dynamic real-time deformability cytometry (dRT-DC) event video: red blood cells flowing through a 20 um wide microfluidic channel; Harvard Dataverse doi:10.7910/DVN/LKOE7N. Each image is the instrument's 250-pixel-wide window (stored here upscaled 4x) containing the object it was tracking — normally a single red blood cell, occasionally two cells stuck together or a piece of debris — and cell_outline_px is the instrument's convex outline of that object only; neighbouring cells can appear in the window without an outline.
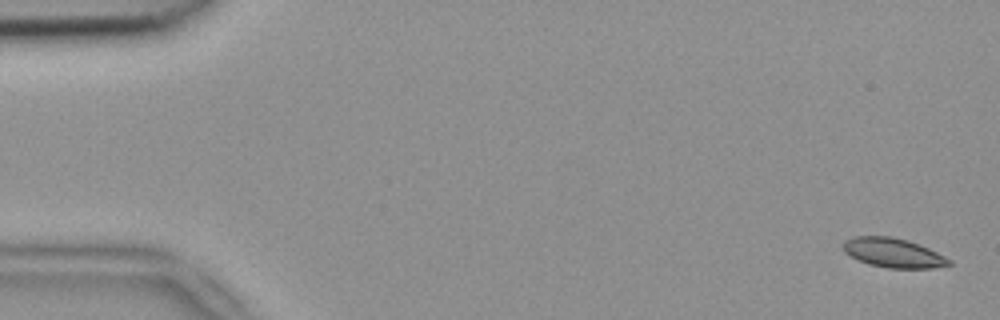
{"species": "common noctule bat (a hibernating species)", "species_latin": "Nyctalus noctula", "temperature_condition": "room temperature", "stored_images_in_passage": 48, "camera_frame_rate_fps": 3000, "um_per_image_px": 0.085, "animal": {"sex": "female", "body_mass_g": 18.4}, "frame": {"image": 1, "passage_image": 1, "time_ms": 0.0, "image_size_px": [1000, 320], "cell_outline_px": [[952, 264], [932, 268], [888, 268], [868, 264], [844, 252], [844, 240], [852, 236], [892, 236], [908, 240], [920, 244], [952, 260]], "centroid_in_image_um": [75.93, 21.48], "position_along_channel_um": 9.1, "area_um2": 18.09}}
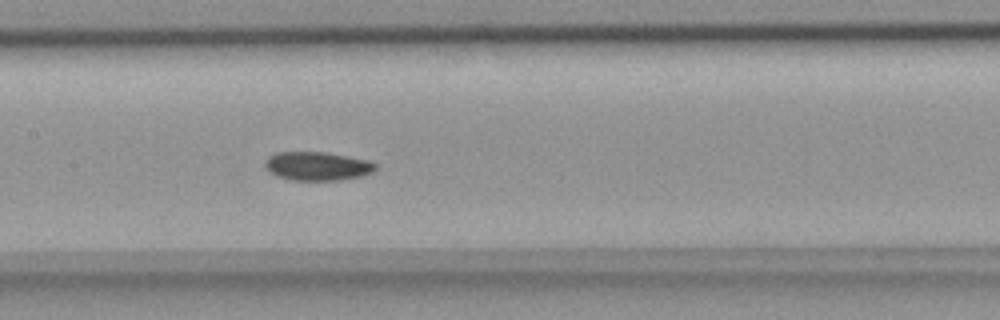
{"frame": {"image": 2, "passage_image": 25, "time_ms": 8.0, "image_size_px": [1000, 320], "cell_outline_px": [[376, 168], [372, 172], [360, 176], [340, 180], [292, 180], [276, 176], [264, 164], [268, 156], [276, 152], [328, 152], [368, 160], [376, 164]], "centroid_in_image_um": [26.98, 14.11], "position_along_channel_um": 180.4, "area_um2": 18.38}}
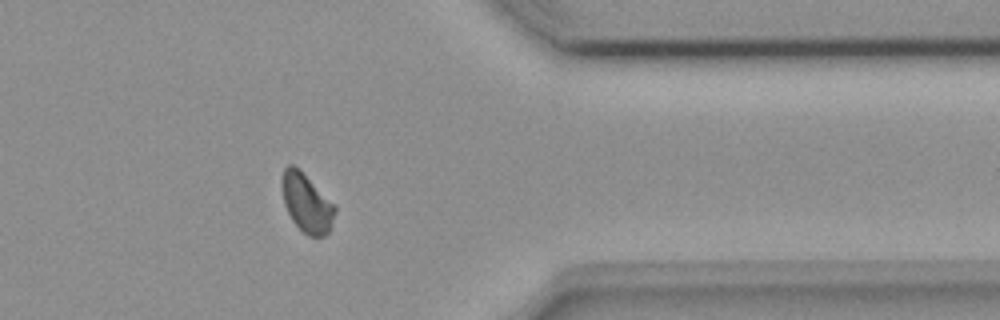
{"frame": {"image": 3, "passage_image": 42, "time_ms": 13.667, "image_size_px": [1000, 320], "cell_outline_px": [[336, 212], [328, 232], [324, 236], [308, 236], [292, 220], [284, 204], [280, 180], [284, 168], [288, 164], [292, 164], [336, 208]], "centroid_in_image_um": [26.01, 17.28], "position_along_channel_um": 385.4, "area_um2": 17.34}, "authors_computed_cell_mechanics": {"area_um2": 18.4093, "velocity_mm_per_s": 3.8718, "shape_relaxation_time_tau1_ms": 6.1611, "shape_relaxation_time_tau2_ms": null, "deformation_change_tau1": 0.0942, "deformation_change_tau2": null}}